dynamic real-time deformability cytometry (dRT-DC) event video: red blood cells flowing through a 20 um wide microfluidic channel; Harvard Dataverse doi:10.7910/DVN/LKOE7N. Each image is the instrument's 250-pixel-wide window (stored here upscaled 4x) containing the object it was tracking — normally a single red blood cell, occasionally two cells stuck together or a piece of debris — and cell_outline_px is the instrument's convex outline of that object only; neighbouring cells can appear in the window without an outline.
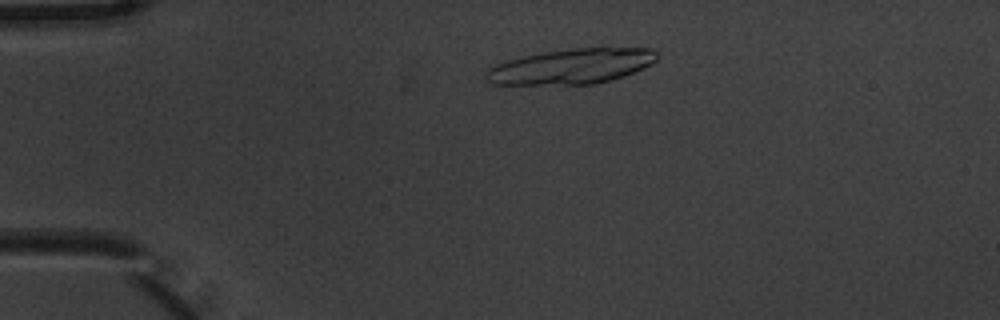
{"species": "common noctule bat (a hibernating species)", "species_latin": "Nyctalus noctula", "temperature_condition": "warm", "stored_images_in_passage": 5, "segment_of_instrument_passage": [1, 2], "camera_frame_rate_fps": 3000, "um_per_image_px": 0.085, "animal": {"sex": "male", "body_mass_g": 20.1, "forearm_length_mm": 53.5}, "frame": {"image": 1, "passage_image": 2, "time_ms": 0.333, "image_size_px": [1000, 320], "cell_outline_px": [[656, 60], [652, 64], [644, 68], [624, 76], [612, 80], [596, 84], [488, 84], [484, 76], [484, 72], [488, 68], [496, 64], [508, 60], [524, 56], [544, 52], [576, 48], [652, 48], [656, 52]], "centroid_in_image_um": [48.56, 5.65], "position_along_channel_um": 36.4, "area_um2": 35.03}}